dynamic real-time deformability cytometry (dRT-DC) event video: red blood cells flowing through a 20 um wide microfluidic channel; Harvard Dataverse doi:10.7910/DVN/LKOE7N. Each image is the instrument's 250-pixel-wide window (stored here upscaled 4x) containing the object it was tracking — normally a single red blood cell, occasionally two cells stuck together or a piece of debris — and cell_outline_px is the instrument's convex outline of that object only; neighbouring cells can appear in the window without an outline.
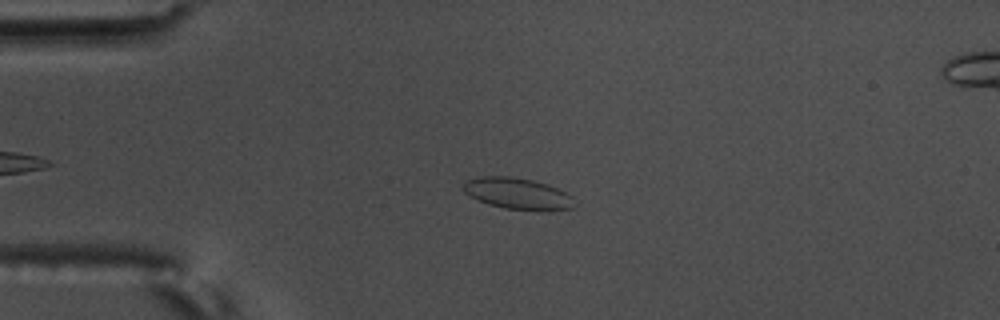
{"species": "common noctule bat (a hibernating species)", "species_latin": "Nyctalus noctula", "temperature_condition": "warm", "stored_images_in_passage": 51, "camera_frame_rate_fps": 3000, "um_per_image_px": 0.085, "animal": {"sex": "male", "body_mass_g": 17.5, "forearm_length_mm": 52.3}, "frame": {"image": 1, "passage_image": 14, "time_ms": 4.333, "image_size_px": [1000, 320], "cell_outline_px": [[576, 204], [572, 208], [548, 212], [504, 208], [488, 204], [476, 200], [468, 196], [460, 188], [460, 184], [468, 180], [480, 176], [508, 176], [532, 180], [548, 184], [572, 196]], "centroid_in_image_um": [43.97, 16.47], "position_along_channel_um": 41.0, "area_um2": 20.81}}
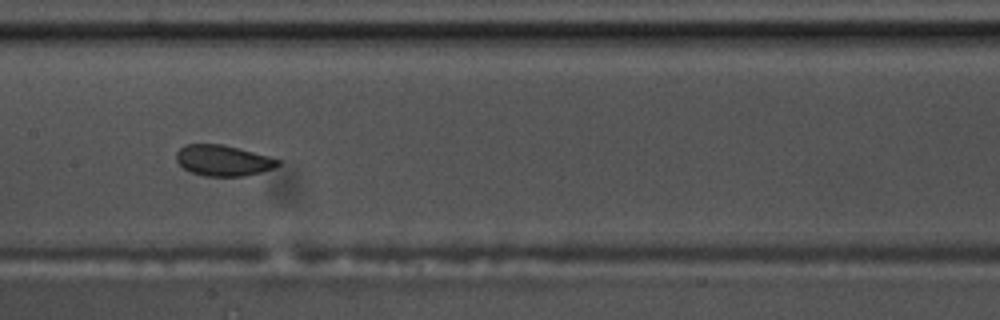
{"frame": {"image": 2, "passage_image": 29, "time_ms": 9.333, "image_size_px": [1000, 320], "cell_outline_px": [[280, 164], [272, 168], [260, 172], [244, 176], [204, 176], [192, 172], [184, 168], [176, 160], [176, 152], [184, 144], [224, 144], [268, 156], [280, 160]], "centroid_in_image_um": [18.94, 13.63], "position_along_channel_um": 188.5, "area_um2": 18.15}}
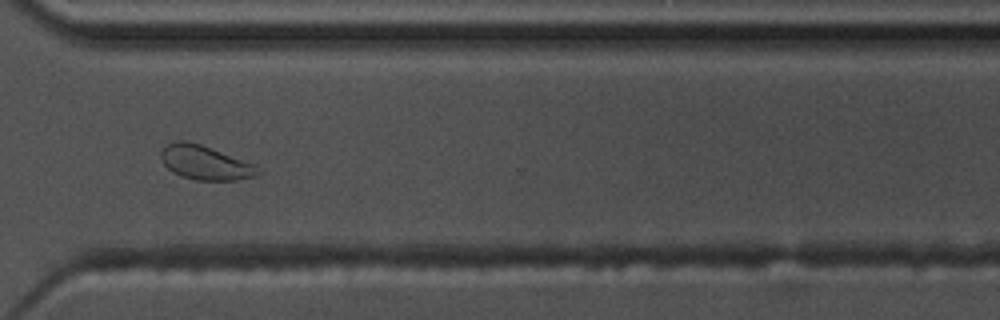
{"frame": {"image": 3, "passage_image": 43, "time_ms": 14.0, "image_size_px": [1000, 320], "cell_outline_px": [[264, 172], [252, 176], [236, 180], [196, 180], [180, 176], [172, 172], [164, 164], [160, 156], [160, 152], [168, 144], [176, 140], [184, 140], [200, 144], [256, 164]], "centroid_in_image_um": [17.45, 13.83], "position_along_channel_um": 353.1, "area_um2": 19.36}, "authors_computed_cell_mechanics": {"area_um2": 19.2474, "velocity_mm_per_s": 3.526, "shape_relaxation_time_tau1_ms": 4.9952, "shape_relaxation_time_tau2_ms": 0.9981, "deformation_change_tau1": 0.0877, "deformation_change_tau2": 0.0533}}